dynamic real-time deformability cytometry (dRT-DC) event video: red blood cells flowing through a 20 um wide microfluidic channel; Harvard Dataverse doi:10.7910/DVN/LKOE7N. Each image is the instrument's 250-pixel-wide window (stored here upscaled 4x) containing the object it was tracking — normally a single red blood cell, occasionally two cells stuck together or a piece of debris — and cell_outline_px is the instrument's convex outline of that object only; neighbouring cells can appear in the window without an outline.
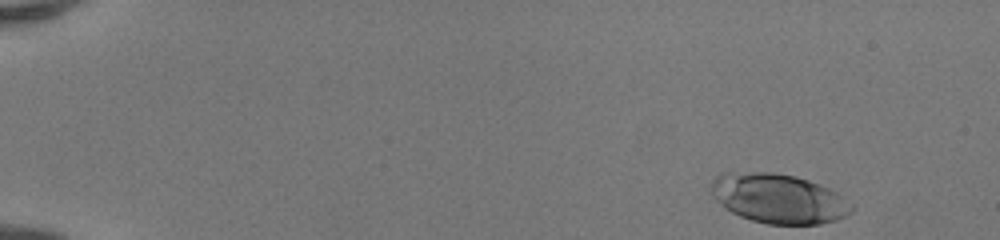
{"species": "human", "species_latin": "Homo sapiens", "temperature_condition": "room temperature", "stored_images_in_passage": 33, "camera_frame_rate_fps": 3000, "um_per_image_px": 0.085, "donor": {"sex": "female"}, "frame": {"image": 1, "passage_image": 1, "time_ms": 0.0, "image_size_px": [1000, 240], "cell_outline_px": [[852, 212], [836, 220], [820, 224], [768, 224], [752, 220], [740, 216], [724, 208], [712, 196], [712, 180], [720, 172], [772, 172], [796, 176], [808, 180], [828, 188], [836, 192], [852, 208]], "centroid_in_image_um": [66.11, 16.86], "position_along_channel_um": 18.9, "area_um2": 40.29}}
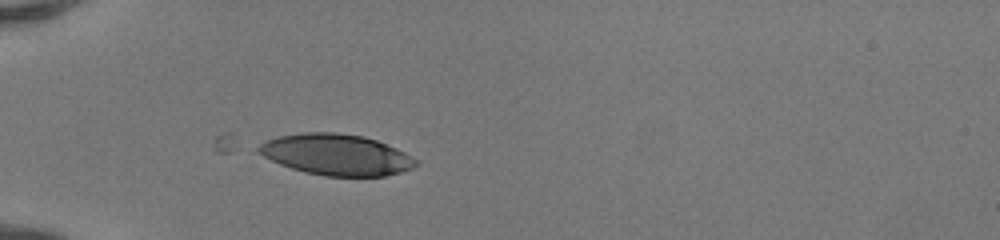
{"frame": {"image": 2, "passage_image": 13, "time_ms": 4.0, "image_size_px": [1000, 240], "cell_outline_px": [[420, 164], [412, 168], [400, 172], [384, 176], [324, 176], [304, 172], [280, 164], [256, 152], [256, 148], [260, 144], [276, 136], [304, 132], [336, 132], [364, 136], [376, 140], [396, 148], [404, 152], [416, 160]], "centroid_in_image_um": [28.57, 13.14], "position_along_channel_um": 56.4, "area_um2": 37.63}}
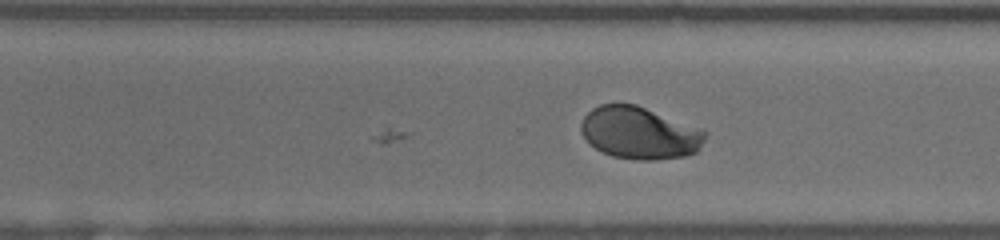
{"frame": {"image": 3, "passage_image": 33, "time_ms": 10.667, "image_size_px": [1000, 240], "cell_outline_px": [[708, 132], [700, 148], [696, 152], [684, 156], [656, 160], [636, 160], [612, 156], [588, 144], [580, 132], [580, 124], [584, 116], [592, 108], [600, 104], [636, 104], [704, 128]], "centroid_in_image_um": [54.38, 11.29], "position_along_channel_um": 316.2, "area_um2": 38.38}}